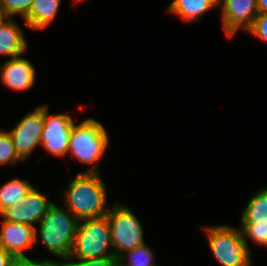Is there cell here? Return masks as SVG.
<instances>
[{"label":"cell","instance_id":"25","mask_svg":"<svg viewBox=\"0 0 267 266\" xmlns=\"http://www.w3.org/2000/svg\"><path fill=\"white\" fill-rule=\"evenodd\" d=\"M15 260L10 253L0 248V266H15Z\"/></svg>","mask_w":267,"mask_h":266},{"label":"cell","instance_id":"24","mask_svg":"<svg viewBox=\"0 0 267 266\" xmlns=\"http://www.w3.org/2000/svg\"><path fill=\"white\" fill-rule=\"evenodd\" d=\"M15 266H63V259H31L28 256L19 257L15 260Z\"/></svg>","mask_w":267,"mask_h":266},{"label":"cell","instance_id":"9","mask_svg":"<svg viewBox=\"0 0 267 266\" xmlns=\"http://www.w3.org/2000/svg\"><path fill=\"white\" fill-rule=\"evenodd\" d=\"M53 203L38 187L33 186L19 205L13 204L0 212L1 221L23 223L35 228Z\"/></svg>","mask_w":267,"mask_h":266},{"label":"cell","instance_id":"6","mask_svg":"<svg viewBox=\"0 0 267 266\" xmlns=\"http://www.w3.org/2000/svg\"><path fill=\"white\" fill-rule=\"evenodd\" d=\"M106 217L110 223L113 253L117 258L146 243L142 224L127 205H111Z\"/></svg>","mask_w":267,"mask_h":266},{"label":"cell","instance_id":"21","mask_svg":"<svg viewBox=\"0 0 267 266\" xmlns=\"http://www.w3.org/2000/svg\"><path fill=\"white\" fill-rule=\"evenodd\" d=\"M33 0H0V12L2 17L14 18L21 16V19L26 17Z\"/></svg>","mask_w":267,"mask_h":266},{"label":"cell","instance_id":"19","mask_svg":"<svg viewBox=\"0 0 267 266\" xmlns=\"http://www.w3.org/2000/svg\"><path fill=\"white\" fill-rule=\"evenodd\" d=\"M238 227L249 249L248 240L267 249V223L240 224Z\"/></svg>","mask_w":267,"mask_h":266},{"label":"cell","instance_id":"1","mask_svg":"<svg viewBox=\"0 0 267 266\" xmlns=\"http://www.w3.org/2000/svg\"><path fill=\"white\" fill-rule=\"evenodd\" d=\"M108 190L100 173L80 172L62 192L63 205L79 220L106 217Z\"/></svg>","mask_w":267,"mask_h":266},{"label":"cell","instance_id":"15","mask_svg":"<svg viewBox=\"0 0 267 266\" xmlns=\"http://www.w3.org/2000/svg\"><path fill=\"white\" fill-rule=\"evenodd\" d=\"M60 3L61 0H33L24 24L34 31L46 29L54 21Z\"/></svg>","mask_w":267,"mask_h":266},{"label":"cell","instance_id":"5","mask_svg":"<svg viewBox=\"0 0 267 266\" xmlns=\"http://www.w3.org/2000/svg\"><path fill=\"white\" fill-rule=\"evenodd\" d=\"M109 256L114 253L107 217L79 221L70 257L96 259Z\"/></svg>","mask_w":267,"mask_h":266},{"label":"cell","instance_id":"22","mask_svg":"<svg viewBox=\"0 0 267 266\" xmlns=\"http://www.w3.org/2000/svg\"><path fill=\"white\" fill-rule=\"evenodd\" d=\"M63 266H119V258L109 256L96 259H78L69 256L63 259Z\"/></svg>","mask_w":267,"mask_h":266},{"label":"cell","instance_id":"11","mask_svg":"<svg viewBox=\"0 0 267 266\" xmlns=\"http://www.w3.org/2000/svg\"><path fill=\"white\" fill-rule=\"evenodd\" d=\"M0 226V248L15 259L26 256L24 251L34 248L35 228L16 222L2 221Z\"/></svg>","mask_w":267,"mask_h":266},{"label":"cell","instance_id":"10","mask_svg":"<svg viewBox=\"0 0 267 266\" xmlns=\"http://www.w3.org/2000/svg\"><path fill=\"white\" fill-rule=\"evenodd\" d=\"M222 28L228 38L239 30L245 32L251 27L258 15L257 0H219Z\"/></svg>","mask_w":267,"mask_h":266},{"label":"cell","instance_id":"17","mask_svg":"<svg viewBox=\"0 0 267 266\" xmlns=\"http://www.w3.org/2000/svg\"><path fill=\"white\" fill-rule=\"evenodd\" d=\"M32 187L26 179L12 178L5 182L0 187V212L13 204L19 205Z\"/></svg>","mask_w":267,"mask_h":266},{"label":"cell","instance_id":"27","mask_svg":"<svg viewBox=\"0 0 267 266\" xmlns=\"http://www.w3.org/2000/svg\"><path fill=\"white\" fill-rule=\"evenodd\" d=\"M81 1L83 2L85 0H73V4H75V3L77 4V3L81 2Z\"/></svg>","mask_w":267,"mask_h":266},{"label":"cell","instance_id":"16","mask_svg":"<svg viewBox=\"0 0 267 266\" xmlns=\"http://www.w3.org/2000/svg\"><path fill=\"white\" fill-rule=\"evenodd\" d=\"M243 209L240 224L267 223V186L257 190Z\"/></svg>","mask_w":267,"mask_h":266},{"label":"cell","instance_id":"4","mask_svg":"<svg viewBox=\"0 0 267 266\" xmlns=\"http://www.w3.org/2000/svg\"><path fill=\"white\" fill-rule=\"evenodd\" d=\"M202 229L214 258L222 266H252V250L244 241L238 226L203 225Z\"/></svg>","mask_w":267,"mask_h":266},{"label":"cell","instance_id":"2","mask_svg":"<svg viewBox=\"0 0 267 266\" xmlns=\"http://www.w3.org/2000/svg\"><path fill=\"white\" fill-rule=\"evenodd\" d=\"M78 223L63 204L53 203L35 227V244L39 240L51 255L66 259L71 254Z\"/></svg>","mask_w":267,"mask_h":266},{"label":"cell","instance_id":"13","mask_svg":"<svg viewBox=\"0 0 267 266\" xmlns=\"http://www.w3.org/2000/svg\"><path fill=\"white\" fill-rule=\"evenodd\" d=\"M14 19L6 17L0 19V56H7L9 59L24 55L28 50L24 31Z\"/></svg>","mask_w":267,"mask_h":266},{"label":"cell","instance_id":"23","mask_svg":"<svg viewBox=\"0 0 267 266\" xmlns=\"http://www.w3.org/2000/svg\"><path fill=\"white\" fill-rule=\"evenodd\" d=\"M246 32L267 43V12L258 13L251 27Z\"/></svg>","mask_w":267,"mask_h":266},{"label":"cell","instance_id":"26","mask_svg":"<svg viewBox=\"0 0 267 266\" xmlns=\"http://www.w3.org/2000/svg\"><path fill=\"white\" fill-rule=\"evenodd\" d=\"M258 13L267 12V0H257Z\"/></svg>","mask_w":267,"mask_h":266},{"label":"cell","instance_id":"12","mask_svg":"<svg viewBox=\"0 0 267 266\" xmlns=\"http://www.w3.org/2000/svg\"><path fill=\"white\" fill-rule=\"evenodd\" d=\"M36 71L34 65L23 55L6 60L0 66L2 84L12 91H27L35 84Z\"/></svg>","mask_w":267,"mask_h":266},{"label":"cell","instance_id":"18","mask_svg":"<svg viewBox=\"0 0 267 266\" xmlns=\"http://www.w3.org/2000/svg\"><path fill=\"white\" fill-rule=\"evenodd\" d=\"M156 264L154 253L146 243L119 257V266H158Z\"/></svg>","mask_w":267,"mask_h":266},{"label":"cell","instance_id":"20","mask_svg":"<svg viewBox=\"0 0 267 266\" xmlns=\"http://www.w3.org/2000/svg\"><path fill=\"white\" fill-rule=\"evenodd\" d=\"M22 160L17 156L12 138L8 131L0 129V166H14Z\"/></svg>","mask_w":267,"mask_h":266},{"label":"cell","instance_id":"7","mask_svg":"<svg viewBox=\"0 0 267 266\" xmlns=\"http://www.w3.org/2000/svg\"><path fill=\"white\" fill-rule=\"evenodd\" d=\"M45 104L38 105L23 116L14 128L8 130L17 156L24 162L33 154L37 146L41 147V133L44 127Z\"/></svg>","mask_w":267,"mask_h":266},{"label":"cell","instance_id":"3","mask_svg":"<svg viewBox=\"0 0 267 266\" xmlns=\"http://www.w3.org/2000/svg\"><path fill=\"white\" fill-rule=\"evenodd\" d=\"M109 144L108 132L94 118H86L79 124L74 122L69 138L68 154L81 163L89 165L83 173H100L99 162Z\"/></svg>","mask_w":267,"mask_h":266},{"label":"cell","instance_id":"8","mask_svg":"<svg viewBox=\"0 0 267 266\" xmlns=\"http://www.w3.org/2000/svg\"><path fill=\"white\" fill-rule=\"evenodd\" d=\"M45 103L44 127L41 133V147L55 156H66L73 124L76 120L66 113L50 115Z\"/></svg>","mask_w":267,"mask_h":266},{"label":"cell","instance_id":"14","mask_svg":"<svg viewBox=\"0 0 267 266\" xmlns=\"http://www.w3.org/2000/svg\"><path fill=\"white\" fill-rule=\"evenodd\" d=\"M219 0H172L167 13L177 15L185 24L199 22L208 11L218 7Z\"/></svg>","mask_w":267,"mask_h":266}]
</instances>
